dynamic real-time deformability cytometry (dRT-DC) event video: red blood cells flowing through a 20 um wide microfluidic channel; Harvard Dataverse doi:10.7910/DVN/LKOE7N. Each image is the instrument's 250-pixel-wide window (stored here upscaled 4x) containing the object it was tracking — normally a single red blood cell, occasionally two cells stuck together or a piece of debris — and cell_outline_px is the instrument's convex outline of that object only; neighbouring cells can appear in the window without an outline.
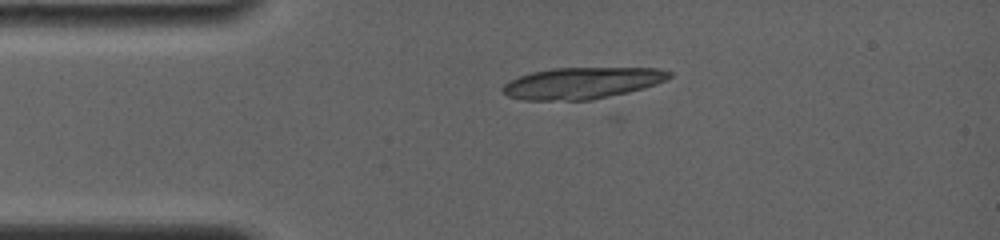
{"species": "common noctule bat (a hibernating species)", "species_latin": "Nyctalus noctula", "temperature_condition": "room temperature", "stored_images_in_passage": 10, "camera_frame_rate_fps": 4000, "um_per_image_px": 0.085, "animal": {"sex": "female", "body_mass_g": 19.0, "forearm_length_mm": 56.7}, "frame": {"image": 1, "passage_image": 10, "time_ms": 4.25, "image_size_px": [1000, 240], "cell_outline_px": [[672, 76], [656, 84], [644, 88], [628, 92], [592, 100], [524, 100], [508, 96], [504, 92], [504, 84], [520, 76], [532, 72], [552, 68], [660, 68], [672, 72]], "centroid_in_image_um": [49.51, 7.06], "position_along_channel_um": 35.5, "area_um2": 30.35}}